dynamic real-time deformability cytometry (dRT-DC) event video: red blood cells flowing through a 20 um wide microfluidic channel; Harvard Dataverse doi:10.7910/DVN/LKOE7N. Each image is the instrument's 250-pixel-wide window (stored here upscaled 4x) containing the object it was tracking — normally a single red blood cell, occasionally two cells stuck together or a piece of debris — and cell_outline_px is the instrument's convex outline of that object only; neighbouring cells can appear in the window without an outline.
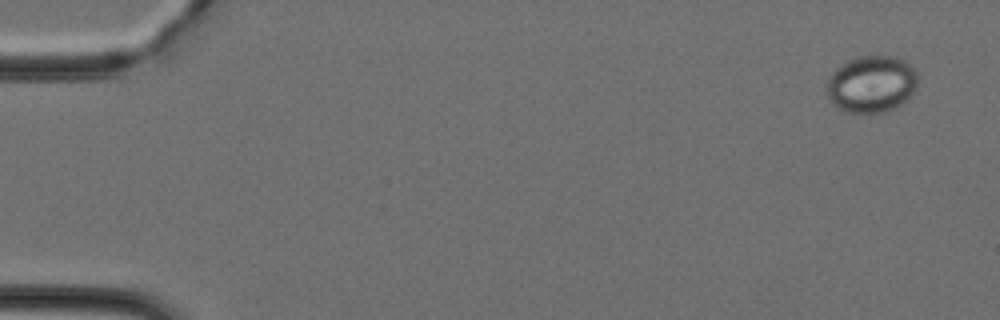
{"species": "Egyptian fruit bat (a non-hibernating species)", "species_latin": "Rousettus aegyptiacus", "temperature_condition": "cold", "stored_images_in_passage": 14, "camera_frame_rate_fps": 3000, "um_per_image_px": 0.085, "animal": {"sex": "female"}, "frame": {"image": 1, "passage_image": 3, "time_ms": 0.667, "image_size_px": [1000, 320], "cell_outline_px": [[916, 88], [912, 96], [908, 100], [896, 108], [884, 112], [844, 112], [832, 104], [828, 100], [828, 80], [832, 72], [840, 64], [856, 56], [880, 52], [896, 56], [904, 60], [916, 72]], "centroid_in_image_um": [74.09, 7.11], "position_along_channel_um": 10.9, "area_um2": 30.98}}